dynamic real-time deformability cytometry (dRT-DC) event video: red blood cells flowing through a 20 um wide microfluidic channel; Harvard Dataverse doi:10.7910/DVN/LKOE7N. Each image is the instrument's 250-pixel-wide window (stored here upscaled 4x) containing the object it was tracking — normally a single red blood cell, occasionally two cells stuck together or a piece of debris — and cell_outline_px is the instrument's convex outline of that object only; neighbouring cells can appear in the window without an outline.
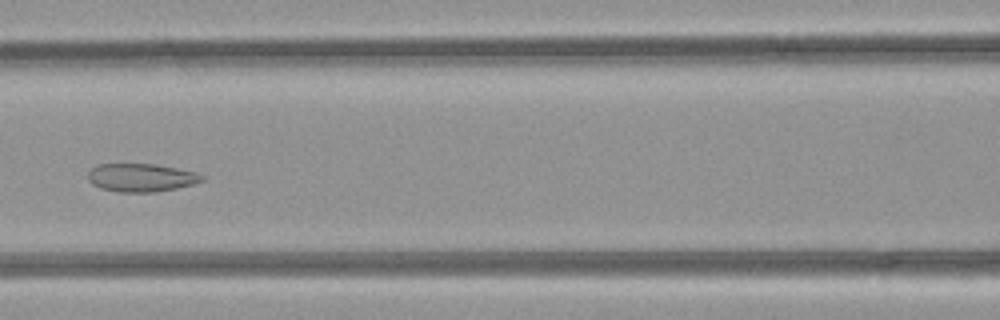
{"species": "common noctule bat (a hibernating species)", "species_latin": "Nyctalus noctula", "temperature_condition": "room temperature", "stored_images_in_passage": 50, "camera_frame_rate_fps": 3000, "um_per_image_px": 0.085, "animal": {"sex": "female", "body_mass_g": 21.9}, "frame": {"image": 1, "passage_image": 22, "time_ms": 7.0, "image_size_px": [1000, 320], "cell_outline_px": [[204, 180], [192, 184], [176, 188], [152, 192], [116, 192], [100, 188], [92, 184], [88, 180], [88, 172], [96, 164], [156, 164], [196, 172], [204, 176]], "centroid_in_image_um": [11.97, 15.09], "position_along_channel_um": 154.6, "area_um2": 18.73}}
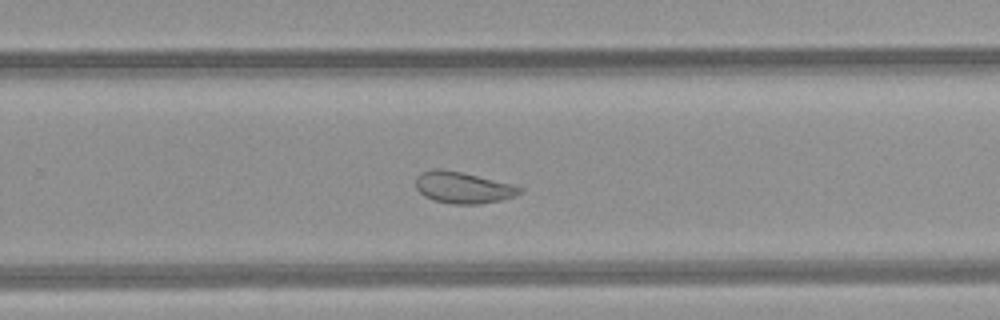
{"frame": {"image": 2, "passage_image": 32, "time_ms": 10.333, "image_size_px": [1000, 320], "cell_outline_px": [[524, 188], [516, 196], [500, 200], [480, 204], [452, 204], [432, 200], [424, 196], [416, 188], [416, 176], [420, 172], [432, 168], [440, 168], [460, 172], [512, 184]], "centroid_in_image_um": [39.31, 15.94], "position_along_channel_um": 290.5, "area_um2": 19.13}}
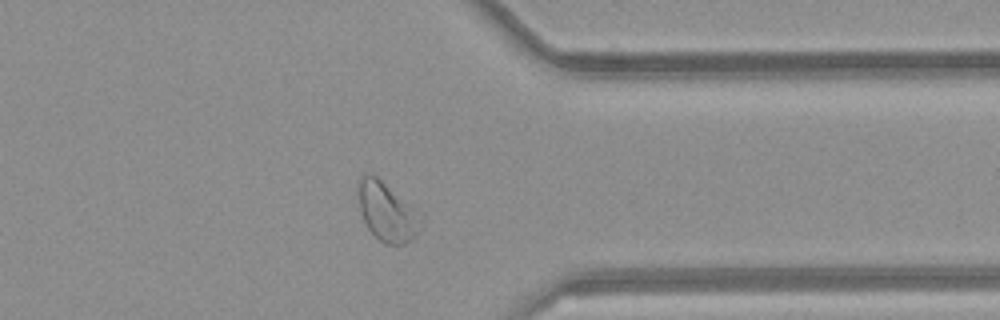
{"frame": {"image": 3, "passage_image": 39, "time_ms": 12.667, "image_size_px": [1000, 320], "cell_outline_px": [[424, 216], [420, 228], [416, 236], [412, 240], [404, 244], [384, 244], [368, 228], [364, 220], [360, 208], [356, 188], [360, 176], [364, 172], [372, 172], [424, 212]], "centroid_in_image_um": [32.94, 17.93], "position_along_channel_um": 378.5, "area_um2": 22.54}, "authors_computed_cell_mechanics": {"area_um2": 24.3627, "velocity_mm_per_s": 4.0914, "shape_relaxation_time_tau1_ms": null, "shape_relaxation_time_tau2_ms": 1.5826, "deformation_change_tau1": null, "deformation_change_tau2": 0.0822}}